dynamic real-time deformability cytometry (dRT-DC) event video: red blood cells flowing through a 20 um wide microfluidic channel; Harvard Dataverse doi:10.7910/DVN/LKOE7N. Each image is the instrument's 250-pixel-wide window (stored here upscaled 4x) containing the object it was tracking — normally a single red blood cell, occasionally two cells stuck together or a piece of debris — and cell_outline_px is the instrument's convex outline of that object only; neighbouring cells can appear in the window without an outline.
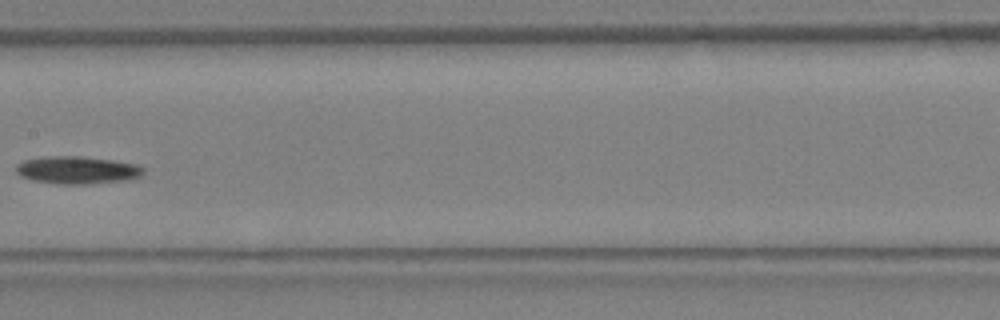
{"species": "Egyptian fruit bat (a non-hibernating species)", "species_latin": "Rousettus aegyptiacus", "temperature_condition": "warm", "stored_images_in_passage": 21, "camera_frame_rate_fps": 3000, "um_per_image_px": 0.085, "animal": {"sex": "female"}, "frame": {"image": 1, "passage_image": 15, "time_ms": 4.667, "image_size_px": [1000, 320], "cell_outline_px": [[144, 172], [140, 176], [124, 180], [88, 184], [60, 184], [32, 180], [20, 176], [16, 172], [16, 164], [24, 160], [48, 156], [80, 156], [112, 160], [136, 164], [144, 168]], "centroid_in_image_um": [6.54, 14.45], "position_along_channel_um": 200.9, "area_um2": 20.4}}
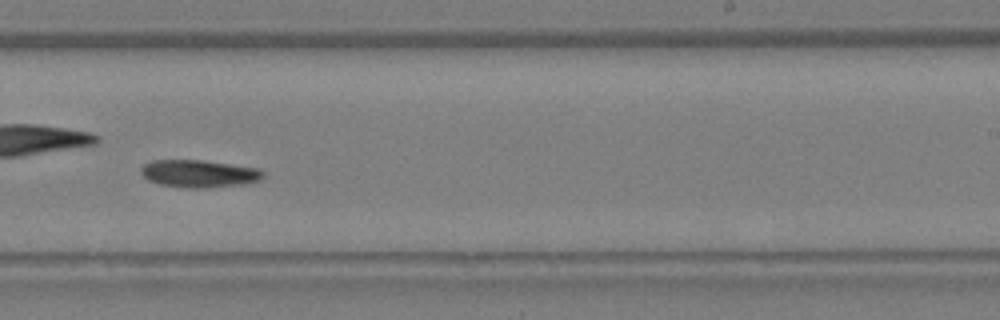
{"frame": {"image": 2, "passage_image": 18, "time_ms": 5.667, "image_size_px": [1000, 320], "cell_outline_px": [[264, 176], [260, 180], [248, 184], [208, 188], [188, 188], [160, 184], [148, 180], [140, 172], [140, 168], [144, 164], [152, 160], [204, 160], [260, 168], [264, 172]], "centroid_in_image_um": [16.96, 14.76], "position_along_channel_um": 272.0, "area_um2": 19.88}}